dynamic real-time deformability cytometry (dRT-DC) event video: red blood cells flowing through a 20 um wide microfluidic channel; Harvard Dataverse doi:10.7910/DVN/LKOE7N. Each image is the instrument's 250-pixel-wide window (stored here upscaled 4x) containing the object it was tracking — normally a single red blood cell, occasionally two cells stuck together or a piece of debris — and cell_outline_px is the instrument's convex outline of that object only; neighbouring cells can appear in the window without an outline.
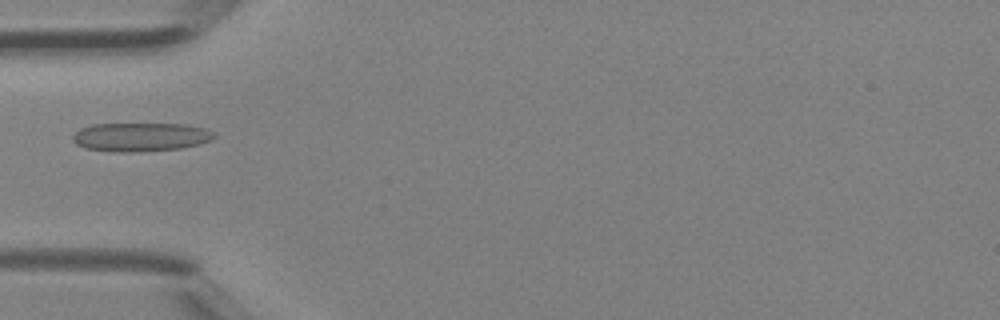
{"species": "Egyptian fruit bat (a non-hibernating species)", "species_latin": "Rousettus aegyptiacus", "temperature_condition": "room temperature", "stored_images_in_passage": 5, "camera_frame_rate_fps": 3000, "um_per_image_px": 0.085, "animal": {"sex": "female"}, "frame": {"image": 1, "passage_image": 4, "time_ms": 1.0, "image_size_px": [1000, 320], "cell_outline_px": [[216, 136], [212, 140], [200, 144], [180, 148], [132, 152], [120, 152], [88, 148], [76, 144], [72, 140], [72, 136], [80, 128], [92, 124], [184, 124], [204, 128], [212, 132]], "centroid_in_image_um": [11.95, 11.64], "position_along_channel_um": 73.0, "area_um2": 23.47}}
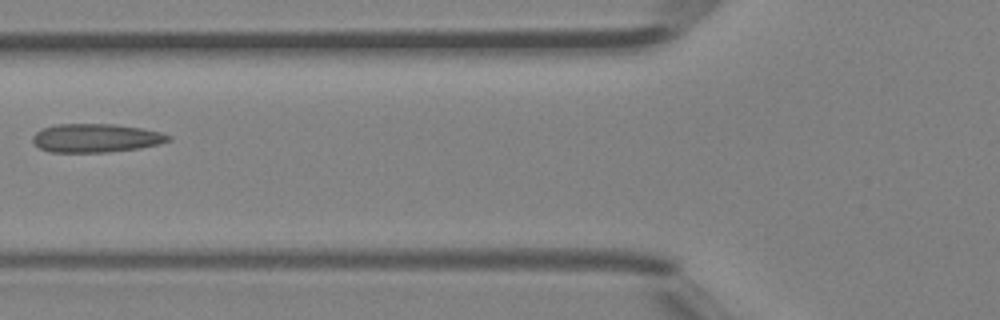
{"frame": {"image": 2, "passage_image": 5, "time_ms": 1.333, "image_size_px": [1000, 320], "cell_outline_px": [[172, 140], [140, 148], [108, 152], [52, 152], [40, 148], [32, 140], [32, 136], [40, 128], [56, 124], [116, 124], [140, 128], [160, 132], [172, 136]], "centroid_in_image_um": [8.14, 11.72], "position_along_channel_um": 117.7, "area_um2": 22.6}}